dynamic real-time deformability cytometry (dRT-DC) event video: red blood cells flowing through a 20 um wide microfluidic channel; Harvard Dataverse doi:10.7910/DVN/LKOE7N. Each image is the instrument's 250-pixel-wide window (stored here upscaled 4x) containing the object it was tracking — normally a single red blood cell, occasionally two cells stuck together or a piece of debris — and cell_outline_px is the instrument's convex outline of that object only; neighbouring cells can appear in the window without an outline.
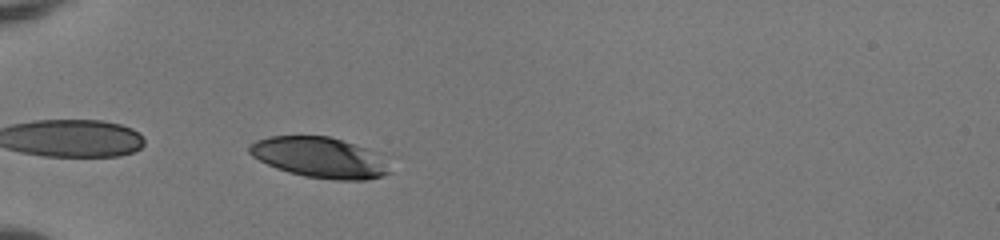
{"species": "human", "species_latin": "Homo sapiens", "temperature_condition": "room temperature", "stored_images_in_passage": 36, "camera_frame_rate_fps": 3000, "um_per_image_px": 0.085, "donor": {"sex": "female"}, "frame": {"image": 1, "passage_image": 2, "time_ms": 0.333, "image_size_px": [1000, 240], "cell_outline_px": [[392, 172], [384, 176], [368, 180], [336, 180], [304, 176], [288, 172], [276, 168], [252, 156], [248, 152], [248, 144], [256, 140], [268, 136], [328, 136], [376, 152]], "centroid_in_image_um": [27.14, 13.4], "position_along_channel_um": 57.9, "area_um2": 33.0}}
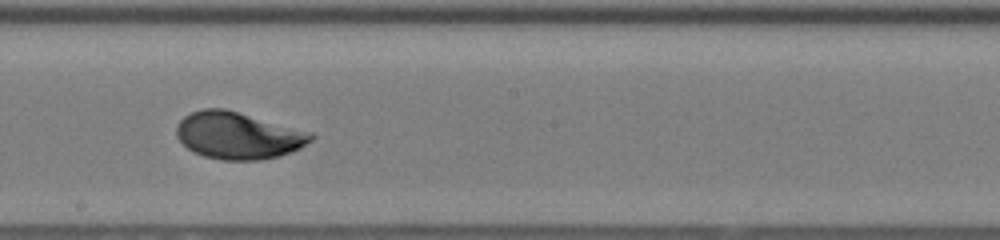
{"frame": {"image": 2, "passage_image": 16, "time_ms": 5.0, "image_size_px": [1000, 240], "cell_outline_px": [[316, 136], [312, 140], [300, 148], [292, 152], [280, 156], [260, 160], [220, 160], [204, 156], [192, 152], [176, 136], [176, 128], [180, 120], [184, 116], [192, 112], [204, 108], [224, 108], [312, 132]], "centroid_in_image_um": [20.25, 11.52], "position_along_channel_um": 227.9, "area_um2": 36.93}}
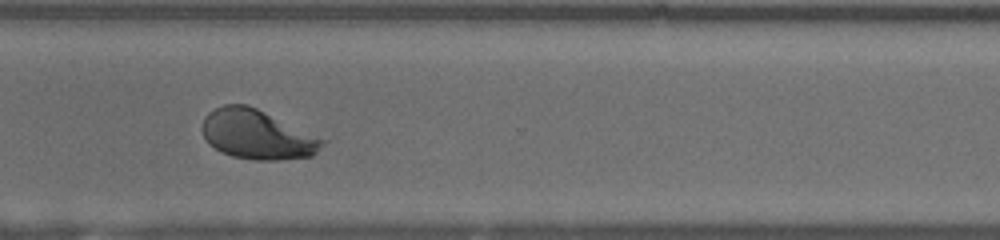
{"frame": {"image": 3, "passage_image": 25, "time_ms": 8.0, "image_size_px": [1000, 240], "cell_outline_px": [[328, 140], [312, 156], [280, 160], [252, 160], [232, 156], [220, 152], [208, 144], [200, 128], [204, 116], [208, 112], [224, 104], [248, 104]], "centroid_in_image_um": [21.84, 11.43], "position_along_channel_um": 348.8, "area_um2": 35.03}, "authors_computed_cell_mechanics": {"area_um2": 35.2291, "velocity_mm_per_s": 4.0211, "shape_relaxation_time_tau1_ms": 3.0579, "shape_relaxation_time_tau2_ms": null, "deformation_change_tau1": 0.1696, "deformation_change_tau2": null}}